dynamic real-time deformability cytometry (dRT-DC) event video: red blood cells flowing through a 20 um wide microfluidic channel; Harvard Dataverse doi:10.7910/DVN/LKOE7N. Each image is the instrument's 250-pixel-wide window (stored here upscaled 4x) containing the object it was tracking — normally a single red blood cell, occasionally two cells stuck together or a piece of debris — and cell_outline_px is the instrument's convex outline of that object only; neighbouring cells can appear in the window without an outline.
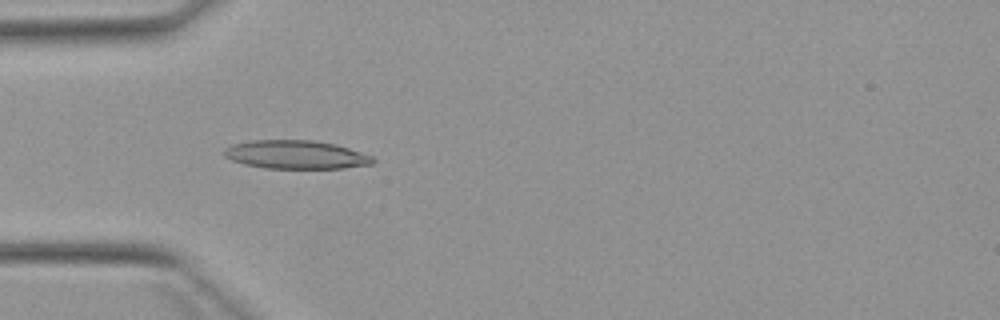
{"species": "Egyptian fruit bat (a non-hibernating species)", "species_latin": "Rousettus aegyptiacus", "temperature_condition": "warm", "stored_images_in_passage": 4, "camera_frame_rate_fps": 3000, "um_per_image_px": 0.085, "animal": {"sex": "female"}, "frame": {"image": 1, "passage_image": 4, "time_ms": 3.667, "image_size_px": [1000, 320], "cell_outline_px": [[376, 160], [372, 164], [344, 168], [264, 168], [244, 164], [232, 160], [224, 156], [224, 148], [232, 144], [252, 140], [312, 140], [336, 144], [372, 156]], "centroid_in_image_um": [25.14, 13.14], "position_along_channel_um": 59.9, "area_um2": 24.68}}